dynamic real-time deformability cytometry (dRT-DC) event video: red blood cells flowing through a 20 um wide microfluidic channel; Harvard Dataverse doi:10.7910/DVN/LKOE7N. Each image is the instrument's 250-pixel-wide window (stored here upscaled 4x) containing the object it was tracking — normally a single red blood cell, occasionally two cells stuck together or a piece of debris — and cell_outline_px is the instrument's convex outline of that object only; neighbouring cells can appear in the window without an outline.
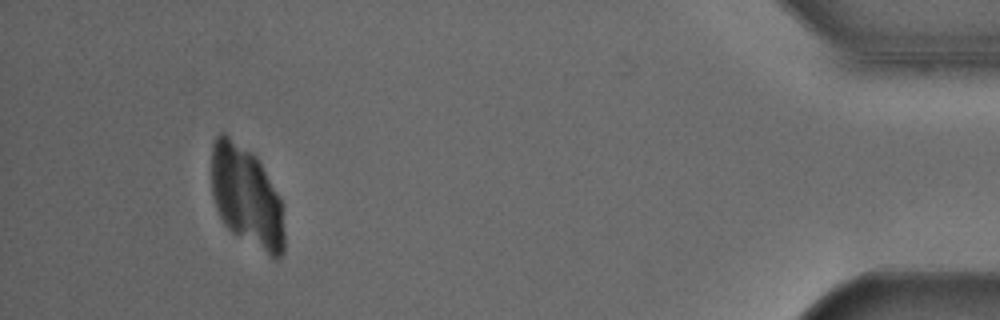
{"species": "Egyptian fruit bat (a non-hibernating species)", "species_latin": "Rousettus aegyptiacus", "temperature_condition": "cold", "stored_images_in_passage": 47, "camera_frame_rate_fps": 3000, "um_per_image_px": 0.085, "animal": {"sex": "male"}, "frame": {"image": 1, "passage_image": 43, "time_ms": 14.0, "image_size_px": [1000, 320], "cell_outline_px": [[284, 252], [276, 260], [232, 232], [224, 224], [216, 208], [212, 196], [212, 144], [216, 136], [220, 132], [224, 132], [256, 156], [284, 204]], "centroid_in_image_um": [20.97, 16.72], "position_along_channel_um": 414.2, "area_um2": 43.06}}